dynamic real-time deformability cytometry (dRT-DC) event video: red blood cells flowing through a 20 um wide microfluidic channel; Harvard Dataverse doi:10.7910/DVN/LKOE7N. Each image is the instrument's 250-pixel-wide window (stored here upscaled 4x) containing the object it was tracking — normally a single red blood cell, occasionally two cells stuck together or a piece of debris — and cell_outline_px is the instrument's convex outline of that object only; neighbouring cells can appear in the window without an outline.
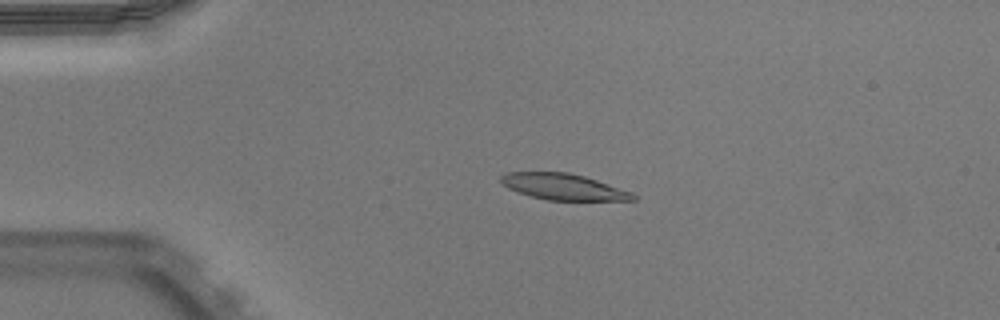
{"species": "Egyptian fruit bat (a non-hibernating species)", "species_latin": "Rousettus aegyptiacus", "temperature_condition": "warm", "stored_images_in_passage": 45, "camera_frame_rate_fps": 3000, "um_per_image_px": 0.085, "animal": {"sex": "male"}, "frame": {"image": 1, "passage_image": 5, "time_ms": 1.333, "image_size_px": [1000, 320], "cell_outline_px": [[636, 200], [548, 200], [516, 192], [508, 188], [500, 180], [500, 176], [508, 172], [568, 172], [584, 176], [632, 192], [636, 196]], "centroid_in_image_um": [47.87, 15.87], "position_along_channel_um": 37.1, "area_um2": 19.94}}
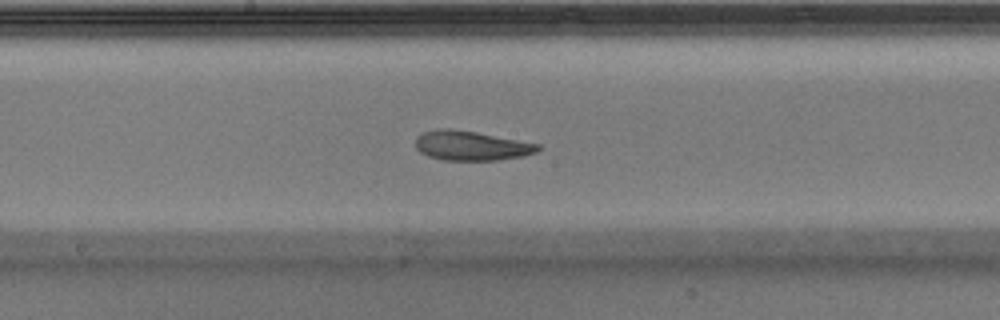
{"frame": {"image": 2, "passage_image": 21, "time_ms": 6.667, "image_size_px": [1000, 320], "cell_outline_px": [[540, 148], [536, 152], [524, 156], [496, 160], [444, 160], [428, 156], [420, 152], [416, 148], [416, 136], [424, 132], [436, 128], [448, 128], [476, 132], [540, 144]], "centroid_in_image_um": [40.03, 12.38], "position_along_channel_um": 208.2, "area_um2": 21.04}}
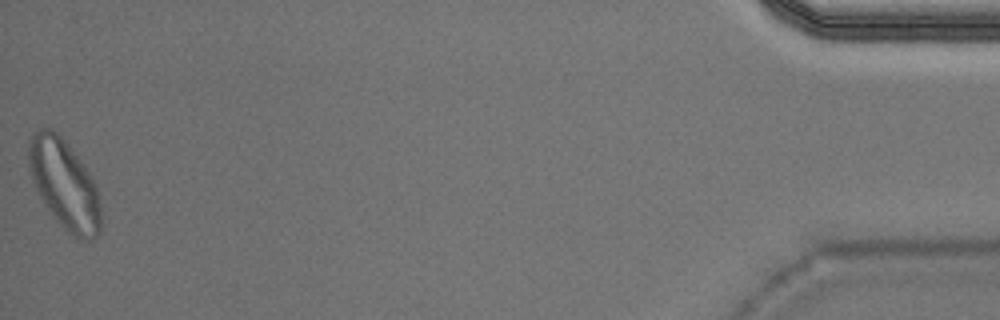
{"frame": {"image": 3, "passage_image": 45, "time_ms": 14.667, "image_size_px": [1000, 320], "cell_outline_px": [[100, 232], [92, 240], [88, 240], [76, 236], [68, 232], [56, 220], [44, 204], [32, 180], [28, 160], [28, 140], [32, 132], [40, 128], [52, 128], [68, 144], [84, 164], [92, 176], [96, 188], [100, 204]], "centroid_in_image_um": [5.45, 15.62], "position_along_channel_um": 429.7, "area_um2": 37.45}, "authors_computed_cell_mechanics": {"area_um2": 21.675, "velocity_mm_per_s": 3.9118, "shape_relaxation_time_tau1_ms": 4.1293, "shape_relaxation_time_tau2_ms": 2.7199, "deformation_change_tau1": 0.1718, "deformation_change_tau2": 0.1062}}